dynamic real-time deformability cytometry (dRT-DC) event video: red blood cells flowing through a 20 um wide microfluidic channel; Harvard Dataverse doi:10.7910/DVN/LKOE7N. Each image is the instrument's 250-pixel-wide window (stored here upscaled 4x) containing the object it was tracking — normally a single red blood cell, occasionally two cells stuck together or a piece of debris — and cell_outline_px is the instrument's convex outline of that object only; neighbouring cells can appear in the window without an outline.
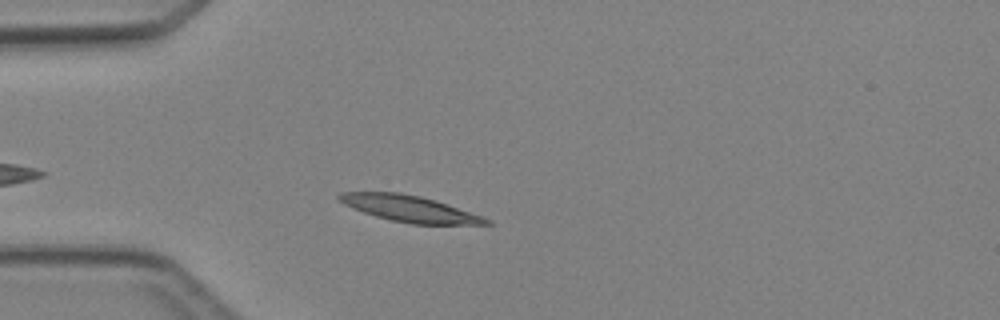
{"species": "Egyptian fruit bat (a non-hibernating species)", "species_latin": "Rousettus aegyptiacus", "temperature_condition": "cold", "stored_images_in_passage": 3, "camera_frame_rate_fps": 3000, "um_per_image_px": 0.085, "animal": {"sex": "female"}, "frame": {"image": 1, "passage_image": 3, "time_ms": 2.333, "image_size_px": [1000, 320], "cell_outline_px": [[492, 224], [412, 224], [392, 220], [376, 216], [352, 208], [344, 204], [336, 196], [340, 192], [400, 192], [420, 196], [436, 200], [484, 216], [492, 220]], "centroid_in_image_um": [34.85, 17.73], "position_along_channel_um": 50.2, "area_um2": 22.48}}